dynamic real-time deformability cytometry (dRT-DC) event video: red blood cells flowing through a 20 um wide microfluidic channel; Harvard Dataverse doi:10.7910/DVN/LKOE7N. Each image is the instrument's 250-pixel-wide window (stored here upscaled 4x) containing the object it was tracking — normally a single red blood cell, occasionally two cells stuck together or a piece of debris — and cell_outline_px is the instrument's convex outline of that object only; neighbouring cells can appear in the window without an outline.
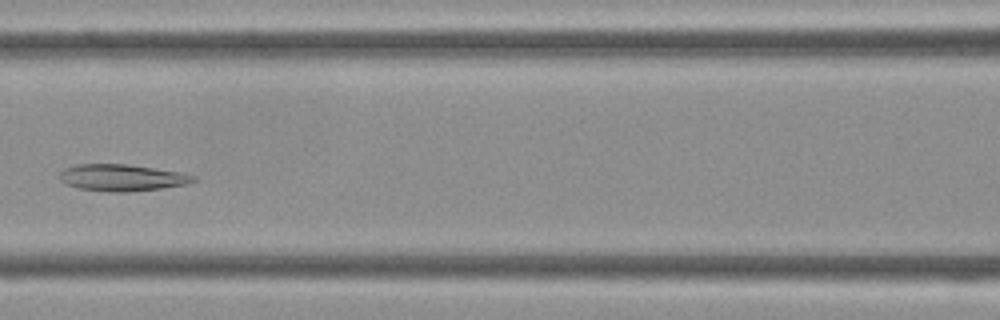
{"species": "Egyptian fruit bat (a non-hibernating species)", "species_latin": "Rousettus aegyptiacus", "temperature_condition": "cold", "stored_images_in_passage": 32, "camera_frame_rate_fps": 3000, "um_per_image_px": 0.085, "frame": {"image": 1, "passage_image": 8, "time_ms": 2.333, "image_size_px": [1000, 320], "cell_outline_px": [[196, 180], [188, 184], [164, 188], [128, 192], [108, 192], [76, 188], [64, 184], [56, 176], [64, 168], [76, 164], [128, 164], [184, 172], [196, 176]], "centroid_in_image_um": [10.35, 15.1], "position_along_channel_um": 156.2, "area_um2": 21.39}}
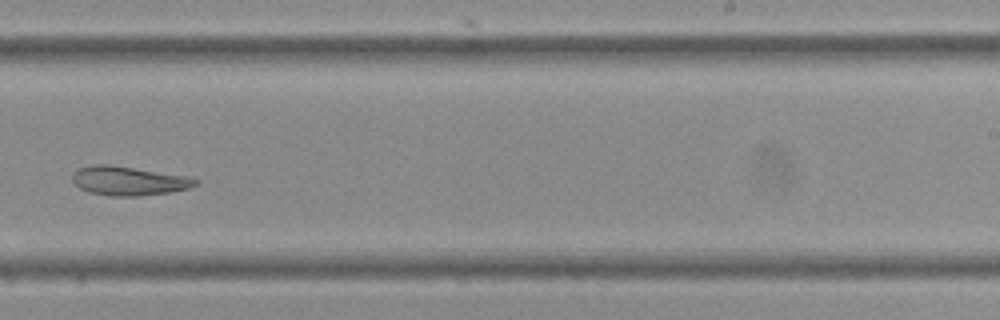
{"frame": {"image": 2, "passage_image": 16, "time_ms": 5.0, "image_size_px": [1000, 320], "cell_outline_px": [[200, 180], [196, 184], [188, 188], [172, 192], [136, 196], [108, 196], [88, 192], [80, 188], [72, 180], [72, 176], [80, 168], [92, 164], [108, 164], [184, 176]], "centroid_in_image_um": [10.91, 15.38], "position_along_channel_um": 278.1, "area_um2": 20.52}}
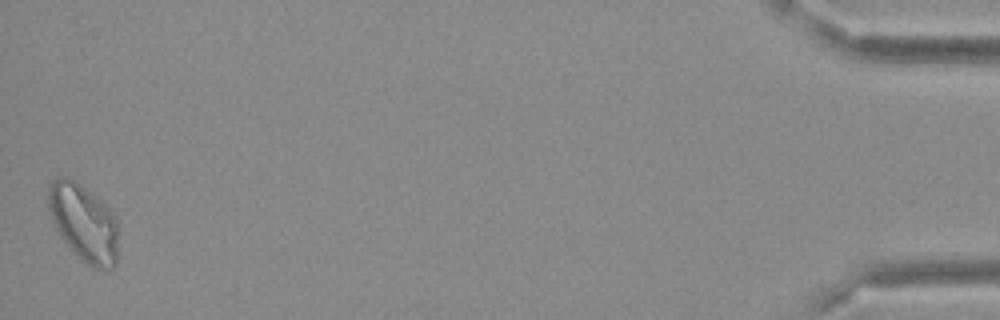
{"frame": {"image": 3, "passage_image": 32, "time_ms": 10.333, "image_size_px": [1000, 320], "cell_outline_px": [[116, 264], [112, 268], [92, 268], [68, 248], [60, 236], [56, 228], [48, 208], [48, 188], [52, 180], [56, 176], [68, 176], [80, 184], [100, 200], [116, 216]], "centroid_in_image_um": [7.08, 18.91], "position_along_channel_um": 428.1, "area_um2": 31.33}}